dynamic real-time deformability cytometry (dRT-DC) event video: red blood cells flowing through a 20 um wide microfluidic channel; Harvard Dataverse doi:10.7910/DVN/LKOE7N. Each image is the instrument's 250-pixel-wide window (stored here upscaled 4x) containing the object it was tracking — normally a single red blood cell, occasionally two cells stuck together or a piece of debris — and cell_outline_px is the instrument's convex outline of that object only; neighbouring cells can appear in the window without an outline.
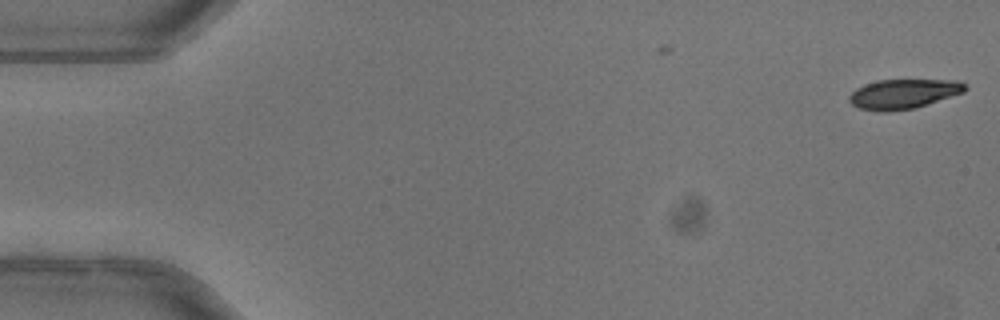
{"species": "common noctule bat (a hibernating species)", "species_latin": "Nyctalus noctula", "temperature_condition": "warm", "stored_images_in_passage": 9, "camera_frame_rate_fps": 3000, "um_per_image_px": 0.085, "animal": {"sex": "female"}, "frame": {"image": 1, "passage_image": 1, "time_ms": 0.0, "image_size_px": [1000, 320], "cell_outline_px": [[968, 88], [964, 92], [916, 108], [888, 112], [876, 112], [860, 108], [852, 104], [848, 100], [848, 96], [856, 88], [864, 84], [880, 80], [956, 80], [964, 84]], "centroid_in_image_um": [76.76, 7.99], "position_along_channel_um": 8.2, "area_um2": 20.11}}